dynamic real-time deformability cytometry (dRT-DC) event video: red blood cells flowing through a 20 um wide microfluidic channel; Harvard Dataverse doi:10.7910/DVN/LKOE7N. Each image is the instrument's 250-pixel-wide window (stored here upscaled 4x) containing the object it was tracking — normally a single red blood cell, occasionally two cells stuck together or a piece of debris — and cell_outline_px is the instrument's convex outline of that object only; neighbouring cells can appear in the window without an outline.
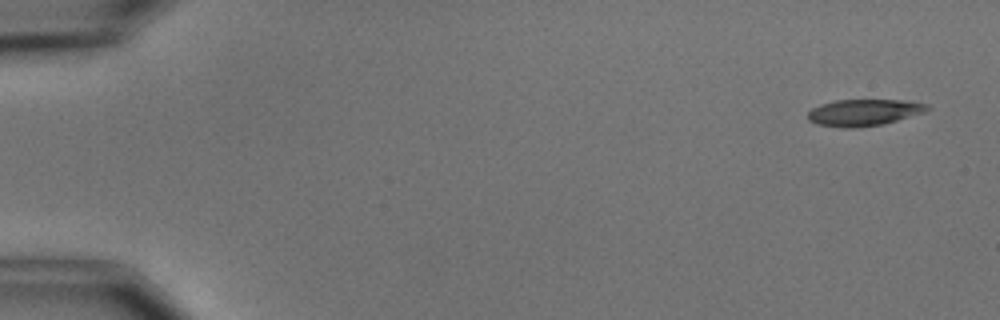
{"species": "common noctule bat (a hibernating species)", "species_latin": "Nyctalus noctula", "temperature_condition": "cold", "stored_images_in_passage": 5, "camera_frame_rate_fps": 3000, "um_per_image_px": 0.085, "animal": {"sex": "male", "body_mass_g": 15.6}, "frame": {"image": 1, "passage_image": 1, "time_ms": 0.0, "image_size_px": [1000, 320], "cell_outline_px": [[932, 108], [924, 112], [884, 124], [856, 128], [844, 128], [816, 124], [808, 120], [808, 112], [812, 108], [820, 104], [836, 100], [900, 100], [928, 104]], "centroid_in_image_um": [73.41, 9.57], "position_along_channel_um": 11.6, "area_um2": 18.55}}
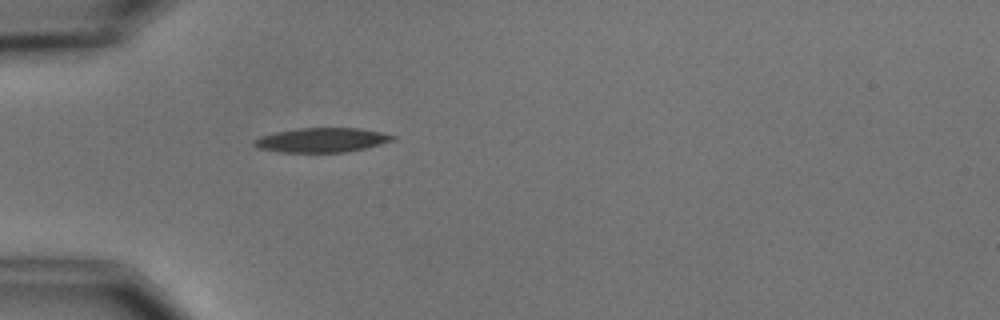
{"frame": {"image": 2, "passage_image": 5, "time_ms": 4.667, "image_size_px": [1000, 320], "cell_outline_px": [[396, 140], [364, 148], [344, 152], [280, 152], [256, 148], [252, 144], [252, 140], [260, 136], [276, 132], [300, 128], [360, 128], [380, 132], [396, 136]], "centroid_in_image_um": [27.32, 11.9], "position_along_channel_um": 57.7, "area_um2": 19.71}}